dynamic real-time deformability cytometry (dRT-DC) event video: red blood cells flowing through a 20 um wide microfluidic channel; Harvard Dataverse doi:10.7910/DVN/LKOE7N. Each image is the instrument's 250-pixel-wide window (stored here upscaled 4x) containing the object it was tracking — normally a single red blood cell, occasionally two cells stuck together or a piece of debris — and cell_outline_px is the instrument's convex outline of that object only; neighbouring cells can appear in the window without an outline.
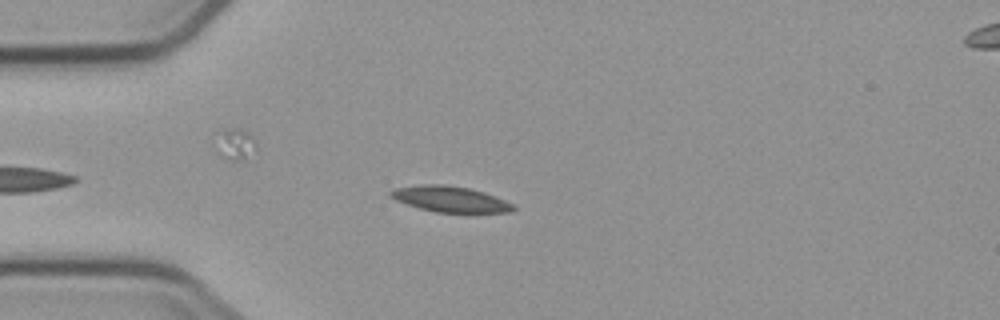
{"species": "common noctule bat (a hibernating species)", "species_latin": "Nyctalus noctula", "temperature_condition": "cold", "stored_images_in_passage": 9, "camera_frame_rate_fps": 3000, "um_per_image_px": 0.085, "animal": {"sex": "male", "body_mass_g": 23.1, "forearm_length_mm": 52.7}, "frame": {"image": 1, "passage_image": 6, "time_ms": 5.667, "image_size_px": [1000, 320], "cell_outline_px": [[516, 208], [512, 212], [436, 212], [420, 208], [396, 200], [388, 196], [388, 192], [392, 188], [420, 184], [444, 184], [468, 188], [484, 192], [504, 200], [512, 204]], "centroid_in_image_um": [38.21, 16.91], "position_along_channel_um": 46.8, "area_um2": 18.38}}
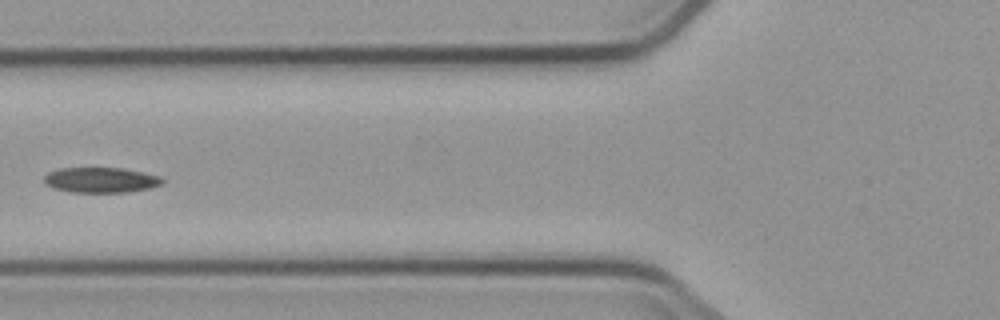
{"frame": {"image": 2, "passage_image": 8, "time_ms": 8.0, "image_size_px": [1000, 320], "cell_outline_px": [[164, 184], [148, 188], [128, 192], [72, 192], [52, 188], [44, 184], [44, 176], [48, 172], [60, 168], [120, 168], [160, 176], [164, 180]], "centroid_in_image_um": [8.54, 15.3], "position_along_channel_um": 117.3, "area_um2": 17.4}}
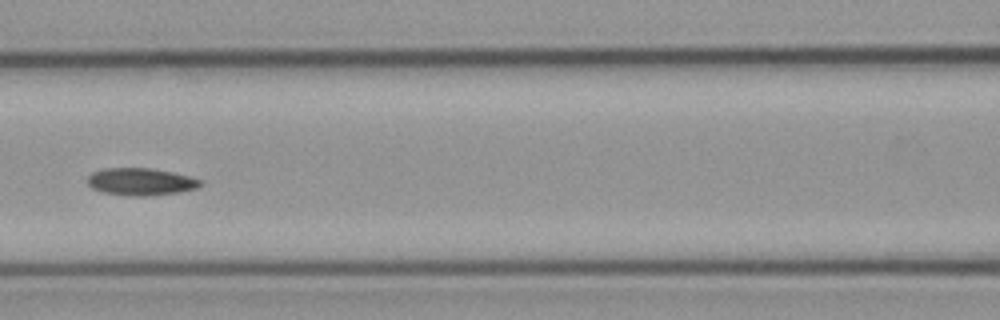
{"frame": {"image": 3, "passage_image": 9, "time_ms": 9.0, "image_size_px": [1000, 320], "cell_outline_px": [[204, 184], [200, 188], [180, 192], [144, 196], [132, 196], [104, 192], [92, 188], [88, 184], [88, 176], [92, 172], [104, 168], [152, 168], [172, 172], [204, 180]], "centroid_in_image_um": [12.03, 15.44], "position_along_channel_um": 154.6, "area_um2": 18.09}}